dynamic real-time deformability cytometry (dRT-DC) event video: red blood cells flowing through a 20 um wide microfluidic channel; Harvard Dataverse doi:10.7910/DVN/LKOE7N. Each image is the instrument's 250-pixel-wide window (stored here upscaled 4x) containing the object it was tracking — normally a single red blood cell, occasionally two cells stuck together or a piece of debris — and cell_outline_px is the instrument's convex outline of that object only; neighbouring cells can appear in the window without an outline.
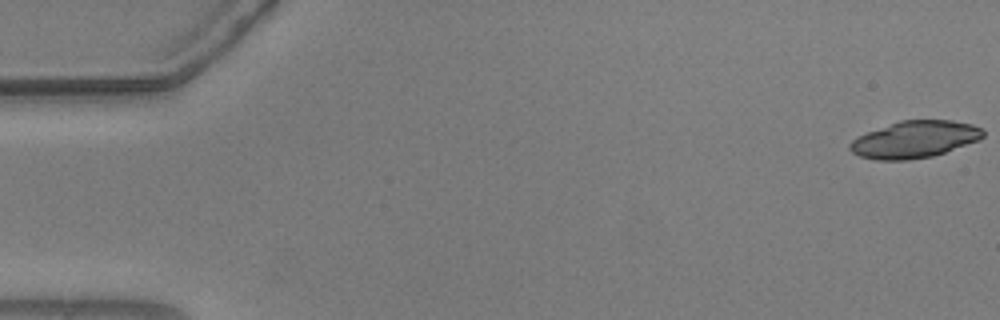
{"species": "common noctule bat (a hibernating species)", "species_latin": "Nyctalus noctula", "temperature_condition": "warm", "stored_images_in_passage": 4, "camera_frame_rate_fps": 3000, "um_per_image_px": 0.085, "animal": {"sex": "male", "body_mass_g": 20.5, "forearm_length_mm": 52.5}, "frame": {"image": 1, "passage_image": 1, "time_ms": 0.0, "image_size_px": [1000, 320], "cell_outline_px": [[984, 136], [980, 140], [932, 156], [908, 160], [872, 160], [860, 156], [852, 152], [848, 148], [848, 144], [856, 136], [900, 120], [952, 120], [972, 124], [984, 128]], "centroid_in_image_um": [77.74, 11.85], "position_along_channel_um": 7.3, "area_um2": 28.84}}